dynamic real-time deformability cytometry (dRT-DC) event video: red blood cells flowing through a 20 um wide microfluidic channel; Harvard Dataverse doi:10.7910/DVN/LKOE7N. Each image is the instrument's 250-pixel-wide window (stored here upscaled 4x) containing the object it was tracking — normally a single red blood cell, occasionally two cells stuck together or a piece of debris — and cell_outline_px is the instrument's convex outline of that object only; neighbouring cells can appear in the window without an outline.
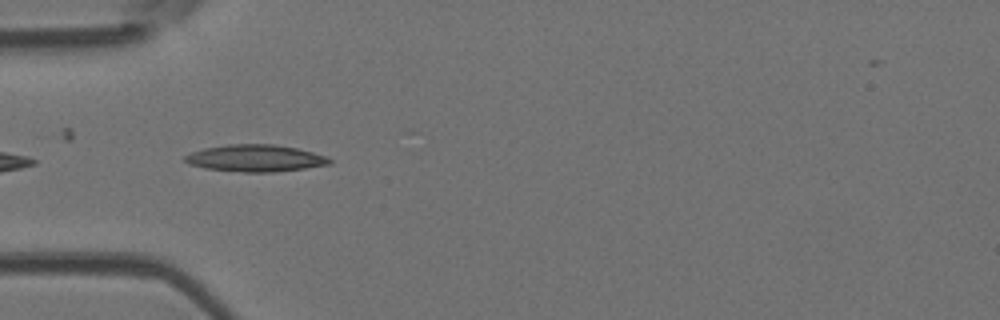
{"species": "Egyptian fruit bat (a non-hibernating species)", "species_latin": "Rousettus aegyptiacus", "temperature_condition": "room temperature", "stored_images_in_passage": 8, "camera_frame_rate_fps": 3000, "um_per_image_px": 0.085, "animal": {"sex": "female"}, "frame": {"image": 1, "passage_image": 2, "time_ms": 0.333, "image_size_px": [1000, 320], "cell_outline_px": [[332, 164], [304, 168], [272, 172], [244, 172], [204, 168], [188, 164], [184, 160], [184, 156], [192, 152], [204, 148], [228, 144], [272, 144], [296, 148], [312, 152], [324, 156], [332, 160]], "centroid_in_image_um": [21.68, 13.45], "position_along_channel_um": 63.3, "area_um2": 22.54}}
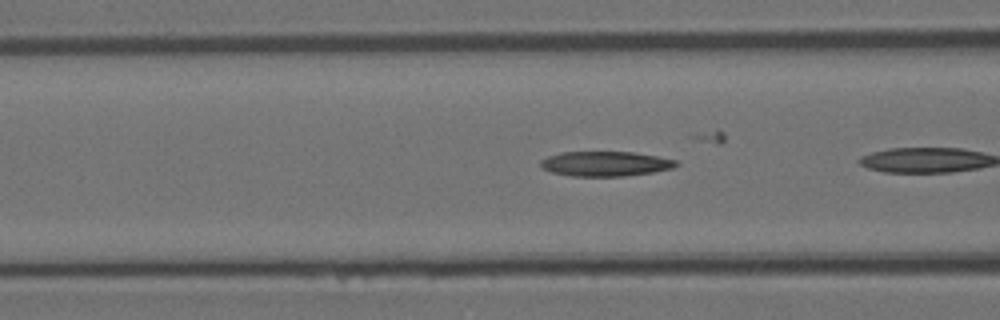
{"frame": {"image": 2, "passage_image": 4, "time_ms": 1.0, "image_size_px": [1000, 320], "cell_outline_px": [[680, 164], [672, 168], [652, 172], [624, 176], [572, 176], [552, 172], [540, 168], [540, 160], [548, 156], [560, 152], [632, 152], [656, 156], [676, 160]], "centroid_in_image_um": [51.42, 13.92], "position_along_channel_um": 115.2, "area_um2": 19.59}}
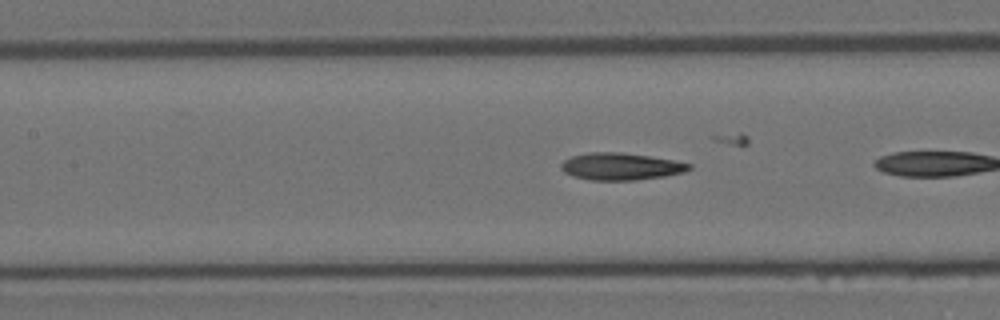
{"frame": {"image": 3, "passage_image": 7, "time_ms": 2.0, "image_size_px": [1000, 320], "cell_outline_px": [[692, 168], [684, 172], [664, 176], [636, 180], [588, 180], [572, 176], [564, 172], [560, 168], [560, 164], [564, 160], [572, 156], [588, 152], [620, 152], [648, 156], [672, 160], [692, 164]], "centroid_in_image_um": [52.73, 14.15], "position_along_channel_um": 154.7, "area_um2": 20.23}}